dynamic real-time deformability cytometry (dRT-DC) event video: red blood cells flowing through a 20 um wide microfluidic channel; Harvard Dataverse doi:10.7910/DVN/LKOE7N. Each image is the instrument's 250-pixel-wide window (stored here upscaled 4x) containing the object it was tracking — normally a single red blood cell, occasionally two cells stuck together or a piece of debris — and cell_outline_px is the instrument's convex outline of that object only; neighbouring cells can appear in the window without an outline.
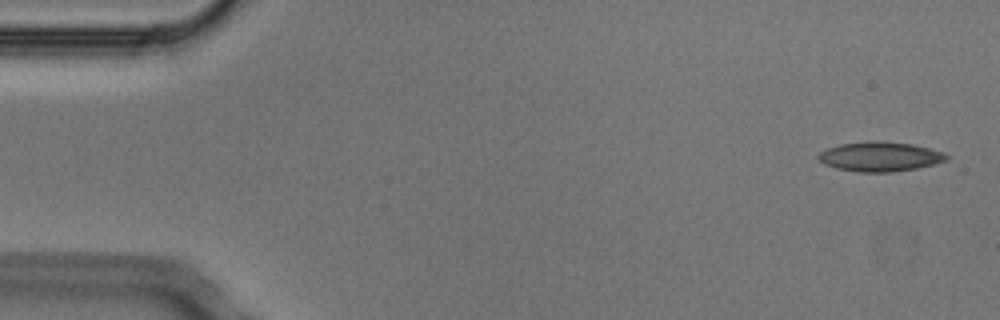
{"species": "Egyptian fruit bat (a non-hibernating species)", "species_latin": "Rousettus aegyptiacus", "temperature_condition": "cold", "stored_images_in_passage": 3, "camera_frame_rate_fps": 3000, "um_per_image_px": 0.085, "animal": {"sex": "male"}, "frame": {"image": 1, "passage_image": 1, "time_ms": 0.0, "image_size_px": [1000, 320], "cell_outline_px": [[948, 160], [916, 168], [892, 172], [860, 172], [836, 168], [824, 164], [816, 156], [820, 152], [828, 148], [840, 144], [872, 140], [880, 140], [912, 144], [944, 152], [948, 156]], "centroid_in_image_um": [74.79, 13.3], "position_along_channel_um": 10.2, "area_um2": 22.08}}